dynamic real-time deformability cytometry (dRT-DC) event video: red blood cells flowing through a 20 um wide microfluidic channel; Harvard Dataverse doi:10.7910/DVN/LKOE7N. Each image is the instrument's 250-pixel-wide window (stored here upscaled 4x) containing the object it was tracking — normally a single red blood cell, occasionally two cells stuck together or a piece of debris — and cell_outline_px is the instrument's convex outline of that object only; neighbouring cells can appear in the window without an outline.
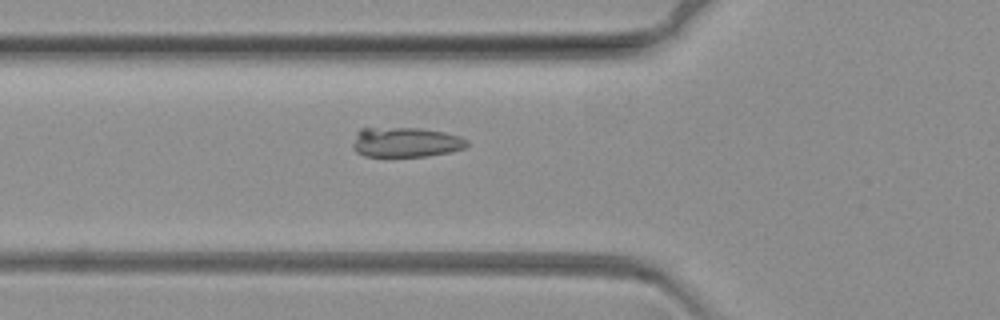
{"species": "common noctule bat (a hibernating species)", "species_latin": "Nyctalus noctula", "temperature_condition": "warm", "stored_images_in_passage": 54, "camera_frame_rate_fps": 3000, "um_per_image_px": 0.085, "animal": {"sex": "female", "body_mass_g": 19.3, "forearm_length_mm": 54.1}, "frame": {"image": 1, "passage_image": 15, "time_ms": 4.667, "image_size_px": [1000, 320], "cell_outline_px": [[468, 144], [464, 148], [452, 152], [428, 156], [364, 156], [356, 152], [352, 148], [352, 144], [356, 132], [360, 128], [420, 128], [444, 132], [460, 136], [468, 140]], "centroid_in_image_um": [34.48, 12.09], "position_along_channel_um": 91.3, "area_um2": 20.06}}
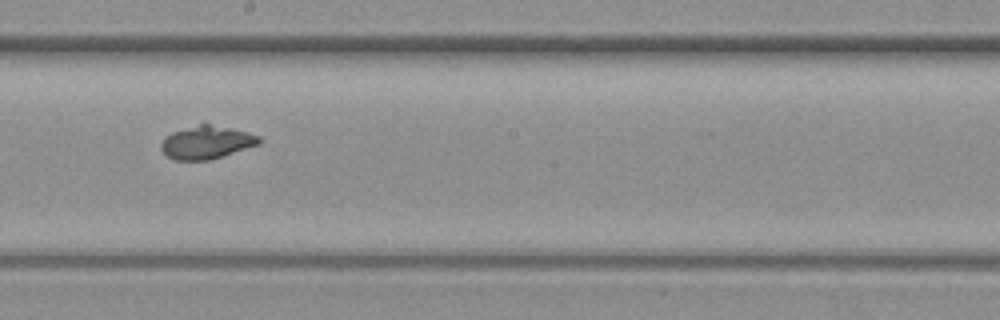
{"frame": {"image": 2, "passage_image": 29, "time_ms": 9.333, "image_size_px": [1000, 320], "cell_outline_px": [[260, 144], [208, 160], [172, 160], [160, 148], [160, 144], [172, 132], [200, 124], [208, 124], [232, 128], [248, 132], [260, 136]], "centroid_in_image_um": [17.57, 12.1], "position_along_channel_um": 230.6, "area_um2": 18.55}}
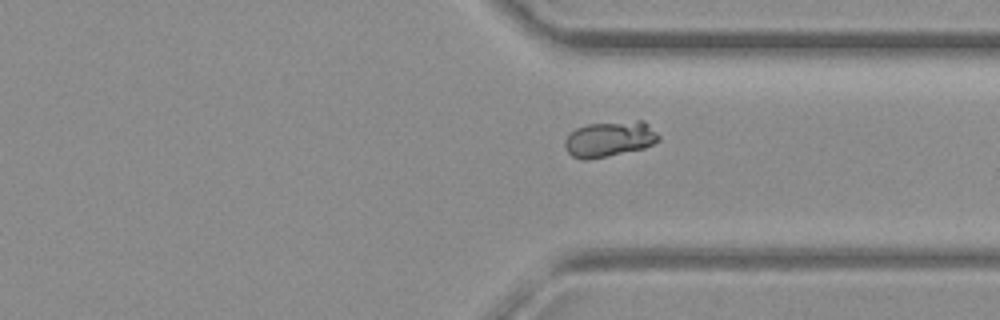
{"frame": {"image": 3, "passage_image": 42, "time_ms": 13.667, "image_size_px": [1000, 320], "cell_outline_px": [[660, 140], [644, 148], [588, 160], [584, 160], [572, 156], [564, 148], [564, 140], [576, 128], [588, 124], [636, 120], [644, 120], [660, 136]], "centroid_in_image_um": [51.82, 11.81], "position_along_channel_um": 359.6, "area_um2": 19.48}}